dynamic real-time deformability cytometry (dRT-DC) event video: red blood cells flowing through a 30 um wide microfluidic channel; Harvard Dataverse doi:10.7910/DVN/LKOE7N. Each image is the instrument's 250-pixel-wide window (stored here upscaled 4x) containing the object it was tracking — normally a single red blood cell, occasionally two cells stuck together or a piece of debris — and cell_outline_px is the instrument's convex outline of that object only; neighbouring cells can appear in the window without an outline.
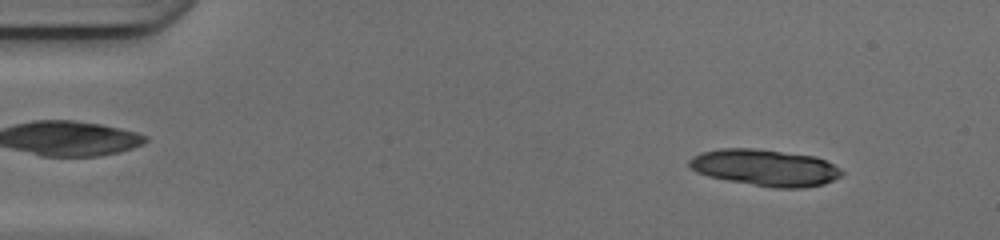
{"species": "common noctule bat (a hibernating species)", "species_latin": "Nyctalus noctula", "temperature_condition": "cold", "stored_images_in_passage": 34, "camera_frame_rate_fps": 3000, "um_per_image_px": 0.085, "animal": {"sex": "female", "body_mass_g": 17.0, "forearm_length_mm": 48.0}, "frame": {"image": 1, "passage_image": 2, "time_ms": 0.333, "image_size_px": [1000, 240], "cell_outline_px": [[844, 172], [840, 176], [824, 184], [804, 188], [772, 188], [728, 180], [708, 176], [696, 172], [688, 164], [688, 160], [692, 156], [700, 152], [720, 148], [752, 148], [816, 156], [840, 168]], "centroid_in_image_um": [65.01, 14.25], "position_along_channel_um": 20.0, "area_um2": 32.54}}
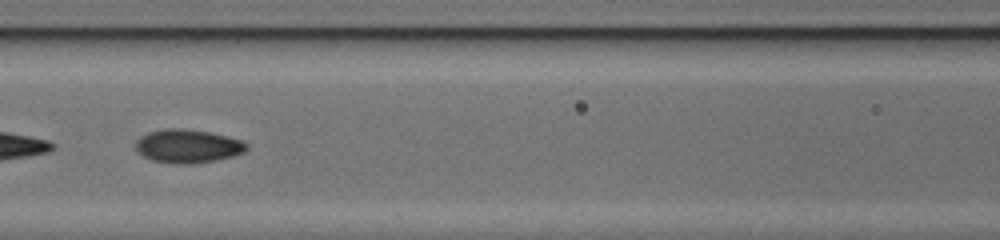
{"frame": {"image": 2, "passage_image": 19, "time_ms": 6.0, "image_size_px": [1000, 240], "cell_outline_px": [[248, 148], [244, 152], [232, 156], [216, 160], [192, 164], [176, 164], [152, 160], [144, 156], [136, 148], [136, 140], [140, 136], [148, 132], [168, 128], [180, 128], [208, 132], [240, 140], [248, 144]], "centroid_in_image_um": [15.95, 12.42], "position_along_channel_um": 150.7, "area_um2": 21.44}}